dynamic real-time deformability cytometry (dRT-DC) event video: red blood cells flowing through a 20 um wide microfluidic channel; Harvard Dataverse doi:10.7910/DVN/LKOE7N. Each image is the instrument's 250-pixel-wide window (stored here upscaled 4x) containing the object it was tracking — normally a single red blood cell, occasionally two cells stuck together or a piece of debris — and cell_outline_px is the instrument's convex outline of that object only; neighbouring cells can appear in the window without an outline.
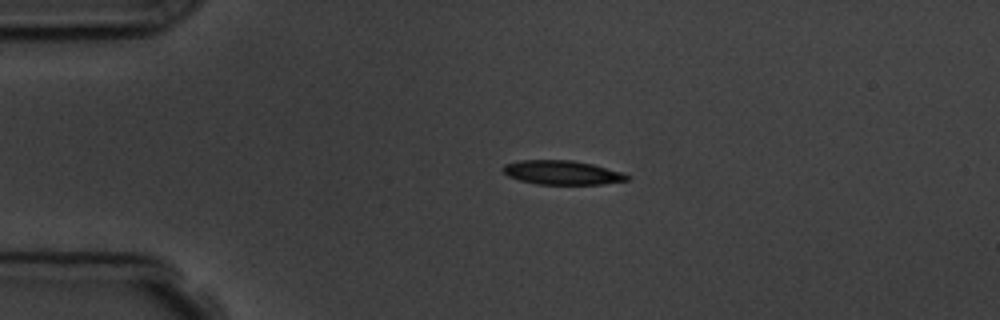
{"species": "common noctule bat (a hibernating species)", "species_latin": "Nyctalus noctula", "temperature_condition": "room temperature", "stored_images_in_passage": 2, "camera_frame_rate_fps": 3000, "um_per_image_px": 0.085, "animal": {"sex": "male", "body_mass_g": 19.5, "forearm_length_mm": 54.6}, "frame": {"image": 1, "passage_image": 1, "time_ms": 0.0, "image_size_px": [1000, 320], "cell_outline_px": [[632, 176], [628, 180], [604, 184], [536, 184], [520, 180], [508, 176], [500, 168], [504, 164], [520, 160], [572, 160], [592, 164], [624, 172]], "centroid_in_image_um": [47.8, 14.66], "position_along_channel_um": 37.2, "area_um2": 17.57}}